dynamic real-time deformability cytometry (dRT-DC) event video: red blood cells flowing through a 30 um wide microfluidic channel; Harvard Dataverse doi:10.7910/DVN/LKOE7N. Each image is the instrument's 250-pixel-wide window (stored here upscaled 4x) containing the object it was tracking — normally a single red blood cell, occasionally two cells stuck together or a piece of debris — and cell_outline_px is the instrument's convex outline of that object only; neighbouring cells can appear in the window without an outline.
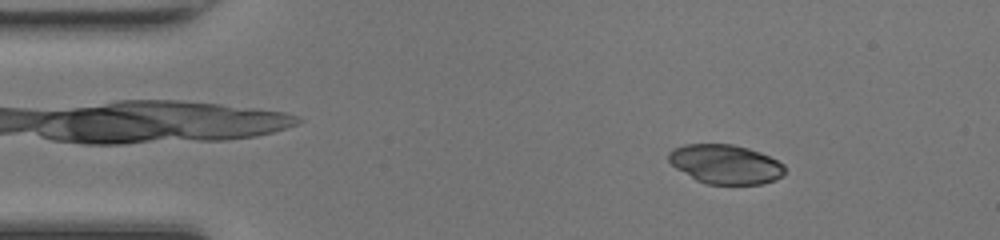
{"species": "common noctule bat (a hibernating species)", "species_latin": "Nyctalus noctula", "temperature_condition": "room temperature", "stored_images_in_passage": 47, "camera_frame_rate_fps": 3000, "um_per_image_px": 0.085, "animal": {"sex": "female", "body_mass_g": 17.0, "forearm_length_mm": 48.0}, "frame": {"image": 1, "passage_image": 6, "time_ms": 1.667, "image_size_px": [1000, 240], "cell_outline_px": [[784, 172], [776, 180], [760, 184], [704, 184], [696, 180], [676, 168], [668, 160], [668, 152], [672, 148], [684, 144], [732, 144], [748, 148], [760, 152], [784, 164]], "centroid_in_image_um": [61.63, 13.95], "position_along_channel_um": 23.4, "area_um2": 26.59}}
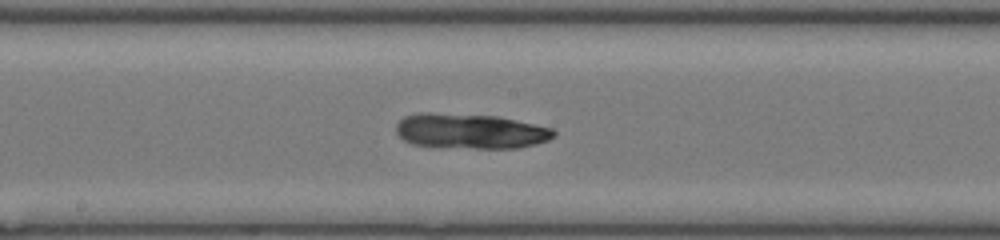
{"frame": {"image": 2, "passage_image": 24, "time_ms": 7.667, "image_size_px": [1000, 240], "cell_outline_px": [[556, 136], [548, 140], [536, 144], [520, 148], [476, 148], [412, 144], [404, 140], [396, 132], [396, 124], [404, 116], [420, 112], [428, 112], [496, 116], [552, 128], [556, 132]], "centroid_in_image_um": [39.99, 11.14], "position_along_channel_um": 208.2, "area_um2": 32.08}}
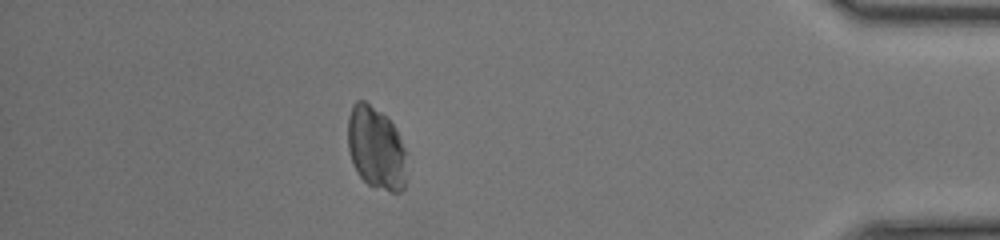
{"frame": {"image": 3, "passage_image": 41, "time_ms": 13.333, "image_size_px": [1000, 240], "cell_outline_px": [[404, 188], [400, 192], [392, 192], [368, 184], [356, 172], [348, 148], [348, 116], [352, 104], [356, 100], [364, 100], [380, 112], [396, 128], [400, 136], [404, 148]], "centroid_in_image_um": [31.93, 12.56], "position_along_channel_um": 403.3, "area_um2": 27.92}}